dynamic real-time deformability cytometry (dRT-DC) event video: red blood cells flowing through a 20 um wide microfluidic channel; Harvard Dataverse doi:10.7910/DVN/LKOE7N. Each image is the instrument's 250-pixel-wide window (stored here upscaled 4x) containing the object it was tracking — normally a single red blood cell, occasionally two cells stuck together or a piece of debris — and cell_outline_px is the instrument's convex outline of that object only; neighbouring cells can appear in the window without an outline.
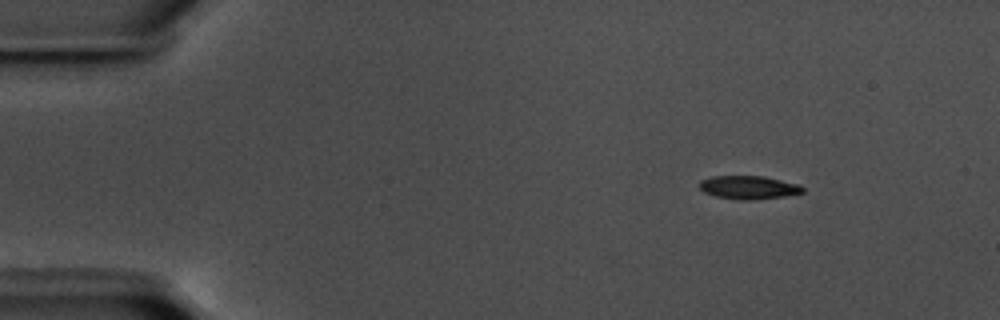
{"species": "common noctule bat (a hibernating species)", "species_latin": "Nyctalus noctula", "temperature_condition": "warm", "stored_images_in_passage": 51, "camera_frame_rate_fps": 3000, "um_per_image_px": 0.085, "animal": {"sex": "male", "body_mass_g": 17.5, "forearm_length_mm": 52.3}, "frame": {"image": 1, "passage_image": 1, "time_ms": 0.0, "image_size_px": [1000, 320], "cell_outline_px": [[804, 192], [784, 196], [752, 200], [740, 200], [716, 196], [704, 192], [700, 188], [700, 180], [712, 176], [764, 176], [800, 184], [804, 188]], "centroid_in_image_um": [63.65, 15.92], "position_along_channel_um": 21.3, "area_um2": 14.05}}
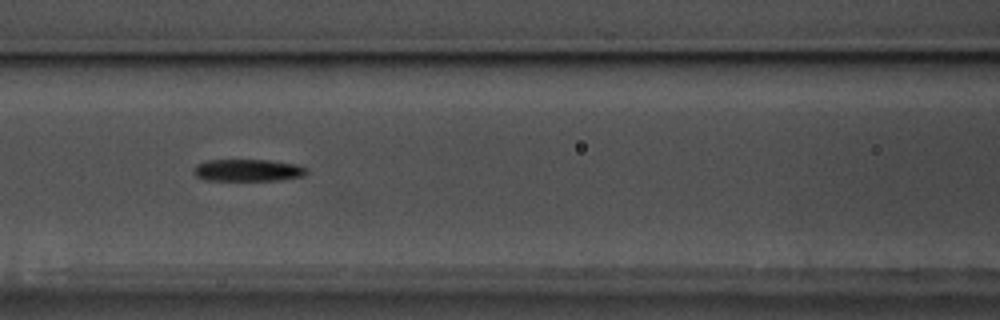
{"frame": {"image": 2, "passage_image": 19, "time_ms": 6.0, "image_size_px": [1000, 320], "cell_outline_px": [[308, 172], [304, 176], [280, 180], [208, 180], [196, 176], [192, 172], [200, 164], [208, 160], [268, 160], [296, 164], [308, 168]], "centroid_in_image_um": [21.14, 14.47], "position_along_channel_um": 145.5, "area_um2": 14.39}}
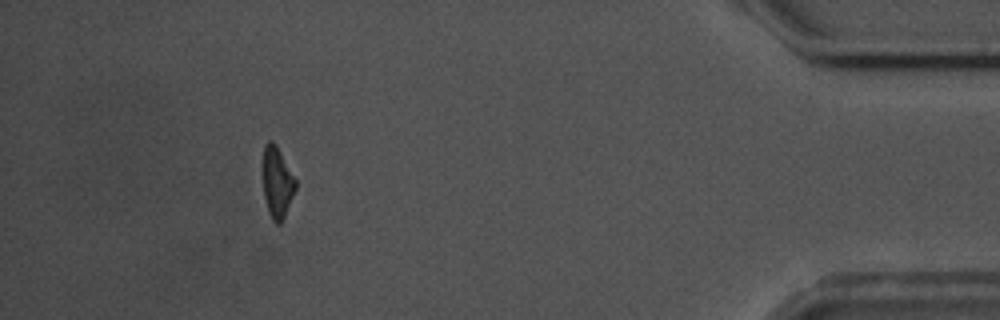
{"frame": {"image": 3, "passage_image": 46, "time_ms": 15.0, "image_size_px": [1000, 320], "cell_outline_px": [[296, 188], [284, 216], [280, 224], [276, 224], [272, 220], [268, 212], [264, 196], [264, 144], [268, 140], [272, 140], [276, 144], [296, 180]], "centroid_in_image_um": [23.56, 15.5], "position_along_channel_um": 411.6, "area_um2": 13.24}, "authors_computed_cell_mechanics": {"area_um2": 14.5656, "velocity_mm_per_s": 3.589, "shape_relaxation_time_tau1_ms": 4.8218, "shape_relaxation_time_tau2_ms": null, "deformation_change_tau1": 0.1721, "deformation_change_tau2": null}}